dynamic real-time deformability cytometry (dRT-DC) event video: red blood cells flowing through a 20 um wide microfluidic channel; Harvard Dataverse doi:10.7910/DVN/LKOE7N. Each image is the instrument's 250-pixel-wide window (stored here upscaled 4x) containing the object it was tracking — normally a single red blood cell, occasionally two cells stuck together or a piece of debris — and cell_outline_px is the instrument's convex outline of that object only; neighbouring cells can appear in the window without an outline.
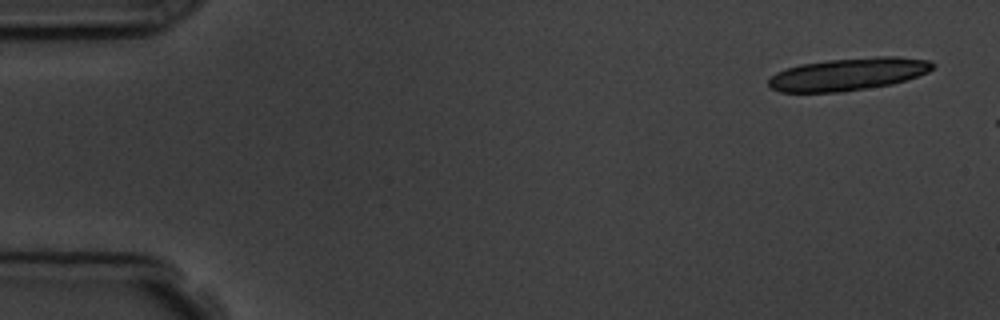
{"species": "common noctule bat (a hibernating species)", "species_latin": "Nyctalus noctula", "temperature_condition": "room temperature", "stored_images_in_passage": 4, "camera_frame_rate_fps": 3000, "um_per_image_px": 0.085, "animal": {"sex": "male", "body_mass_g": 19.5, "forearm_length_mm": 54.6}, "frame": {"image": 1, "passage_image": 1, "time_ms": 0.0, "image_size_px": [1000, 320], "cell_outline_px": [[936, 64], [928, 72], [892, 84], [840, 92], [780, 92], [772, 88], [768, 84], [768, 80], [776, 72], [784, 68], [800, 64], [828, 60], [876, 56], [896, 56], [928, 60]], "centroid_in_image_um": [72.07, 6.29], "position_along_channel_um": 12.9, "area_um2": 31.04}}